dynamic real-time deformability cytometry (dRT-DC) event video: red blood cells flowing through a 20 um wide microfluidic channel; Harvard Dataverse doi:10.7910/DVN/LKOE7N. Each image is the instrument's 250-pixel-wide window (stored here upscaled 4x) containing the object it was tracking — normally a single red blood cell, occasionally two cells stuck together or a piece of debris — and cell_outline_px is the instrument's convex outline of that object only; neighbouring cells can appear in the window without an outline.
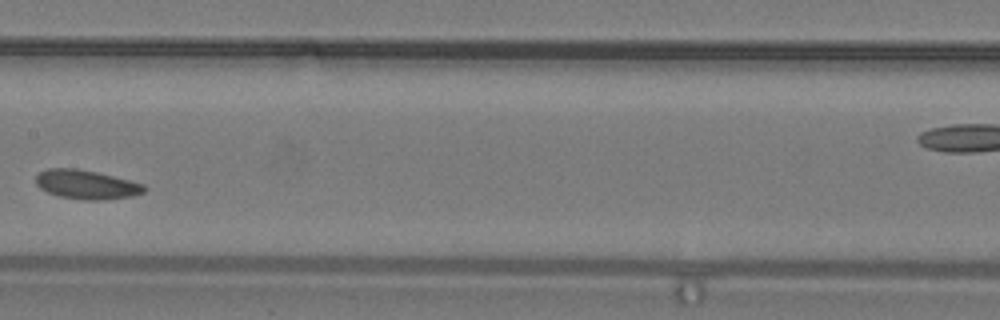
{"species": "common noctule bat (a hibernating species)", "species_latin": "Nyctalus noctula", "temperature_condition": "warm", "stored_images_in_passage": 26, "camera_frame_rate_fps": 3000, "um_per_image_px": 0.085, "animal": {"sex": "male", "body_mass_g": 19.2, "forearm_length_mm": 51.8}, "frame": {"image": 1, "passage_image": 8, "time_ms": 2.333, "image_size_px": [1000, 320], "cell_outline_px": [[148, 188], [144, 192], [132, 196], [104, 200], [88, 200], [60, 196], [48, 192], [40, 188], [36, 184], [36, 176], [40, 172], [48, 168], [76, 168], [96, 172], [144, 184]], "centroid_in_image_um": [7.36, 15.68], "position_along_channel_um": 200.0, "area_um2": 18.21}}